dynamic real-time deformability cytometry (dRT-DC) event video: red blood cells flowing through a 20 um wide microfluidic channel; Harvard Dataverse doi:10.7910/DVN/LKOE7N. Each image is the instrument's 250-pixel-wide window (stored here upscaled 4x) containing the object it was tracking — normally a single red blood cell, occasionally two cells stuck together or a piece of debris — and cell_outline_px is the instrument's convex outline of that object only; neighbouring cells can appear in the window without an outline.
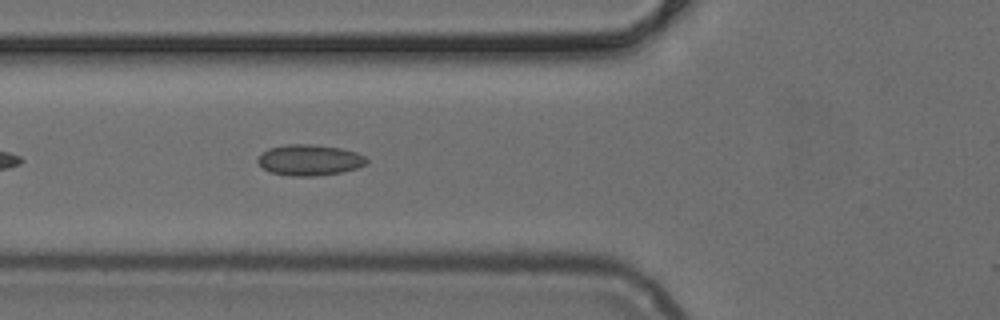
{"species": "common noctule bat (a hibernating species)", "species_latin": "Nyctalus noctula", "temperature_condition": "cold", "stored_images_in_passage": 38, "camera_frame_rate_fps": 3000, "um_per_image_px": 0.085, "animal": {"sex": "female", "body_mass_g": 24.6, "forearm_length_mm": 56.2}, "frame": {"image": 1, "passage_image": 6, "time_ms": 1.667, "image_size_px": [1000, 320], "cell_outline_px": [[368, 164], [356, 168], [340, 172], [312, 176], [288, 176], [272, 172], [264, 168], [256, 160], [268, 148], [284, 144], [312, 144], [340, 148], [356, 152], [364, 156], [368, 160]], "centroid_in_image_um": [26.32, 13.59], "position_along_channel_um": 99.5, "area_um2": 19.48}}
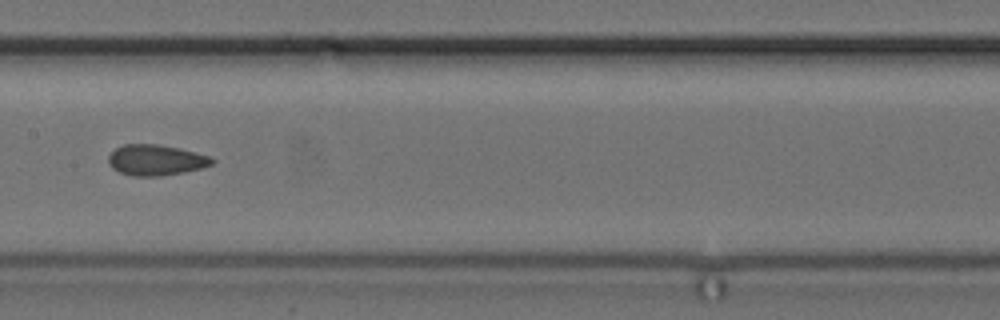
{"frame": {"image": 2, "passage_image": 13, "time_ms": 4.0, "image_size_px": [1000, 320], "cell_outline_px": [[216, 160], [212, 164], [200, 168], [184, 172], [160, 176], [132, 176], [120, 172], [112, 168], [108, 164], [108, 156], [116, 148], [124, 144], [156, 144], [180, 148], [196, 152], [208, 156]], "centroid_in_image_um": [13.23, 13.6], "position_along_channel_um": 194.2, "area_um2": 18.55}}
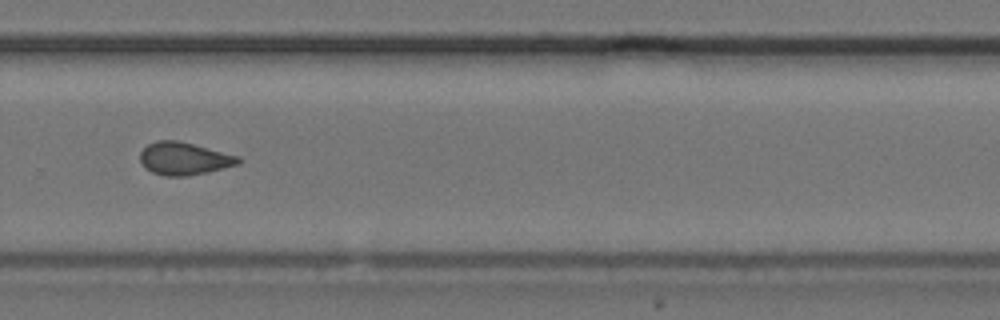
{"frame": {"image": 3, "passage_image": 22, "time_ms": 7.0, "image_size_px": [1000, 320], "cell_outline_px": [[244, 160], [240, 164], [208, 172], [188, 176], [164, 176], [152, 172], [144, 168], [140, 160], [140, 152], [148, 144], [156, 140], [180, 140], [240, 156]], "centroid_in_image_um": [15.68, 13.48], "position_along_channel_um": 314.1, "area_um2": 19.07}}